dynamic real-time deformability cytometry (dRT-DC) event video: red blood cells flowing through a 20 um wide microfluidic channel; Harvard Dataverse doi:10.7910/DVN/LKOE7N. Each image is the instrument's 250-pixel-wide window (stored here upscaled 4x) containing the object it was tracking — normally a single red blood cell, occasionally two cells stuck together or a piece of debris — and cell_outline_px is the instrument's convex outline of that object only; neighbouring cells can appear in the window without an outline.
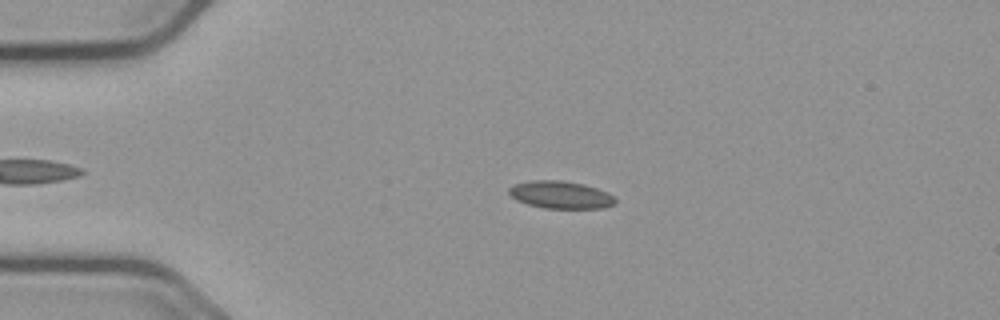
{"species": "common noctule bat (a hibernating species)", "species_latin": "Nyctalus noctula", "temperature_condition": "cold", "stored_images_in_passage": 50, "camera_frame_rate_fps": 3000, "um_per_image_px": 0.085, "animal": {"sex": "male", "body_mass_g": 23.1, "forearm_length_mm": 52.7}, "frame": {"image": 1, "passage_image": 13, "time_ms": 4.0, "image_size_px": [1000, 320], "cell_outline_px": [[616, 204], [604, 208], [544, 208], [528, 204], [516, 200], [508, 192], [508, 188], [516, 184], [532, 180], [560, 180], [580, 184], [596, 188], [608, 192], [616, 200]], "centroid_in_image_um": [47.66, 16.56], "position_along_channel_um": 37.3, "area_um2": 16.88}}
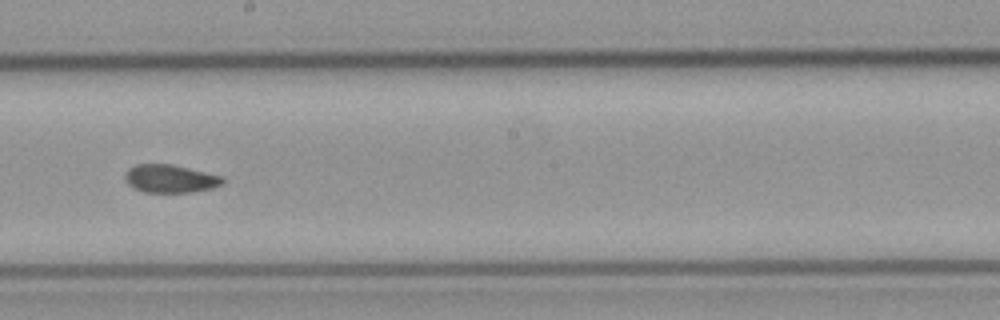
{"frame": {"image": 2, "passage_image": 32, "time_ms": 10.333, "image_size_px": [1000, 320], "cell_outline_px": [[224, 184], [212, 188], [192, 192], [144, 192], [128, 184], [124, 176], [128, 168], [136, 164], [172, 164], [224, 176]], "centroid_in_image_um": [14.5, 15.18], "position_along_channel_um": 233.7, "area_um2": 16.01}}
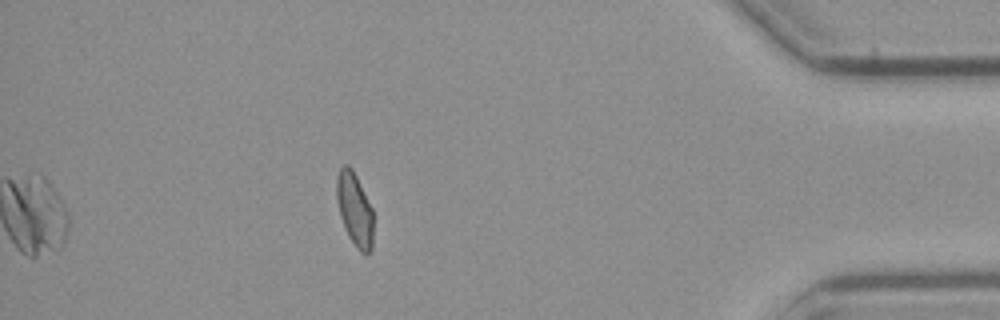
{"frame": {"image": 3, "passage_image": 50, "time_ms": 16.333, "image_size_px": [1000, 320], "cell_outline_px": [[372, 248], [368, 252], [360, 252], [356, 248], [348, 236], [344, 228], [340, 216], [336, 200], [336, 176], [340, 168], [344, 164], [348, 164], [352, 168], [372, 208]], "centroid_in_image_um": [30.11, 17.77], "position_along_channel_um": 405.1, "area_um2": 15.66}, "authors_computed_cell_mechanics": {"area_um2": 16.3863, "velocity_mm_per_s": 3.657, "shape_relaxation_time_tau1_ms": null, "shape_relaxation_time_tau2_ms": 2.0199, "deformation_change_tau1": null, "deformation_change_tau2": 0.0633}}